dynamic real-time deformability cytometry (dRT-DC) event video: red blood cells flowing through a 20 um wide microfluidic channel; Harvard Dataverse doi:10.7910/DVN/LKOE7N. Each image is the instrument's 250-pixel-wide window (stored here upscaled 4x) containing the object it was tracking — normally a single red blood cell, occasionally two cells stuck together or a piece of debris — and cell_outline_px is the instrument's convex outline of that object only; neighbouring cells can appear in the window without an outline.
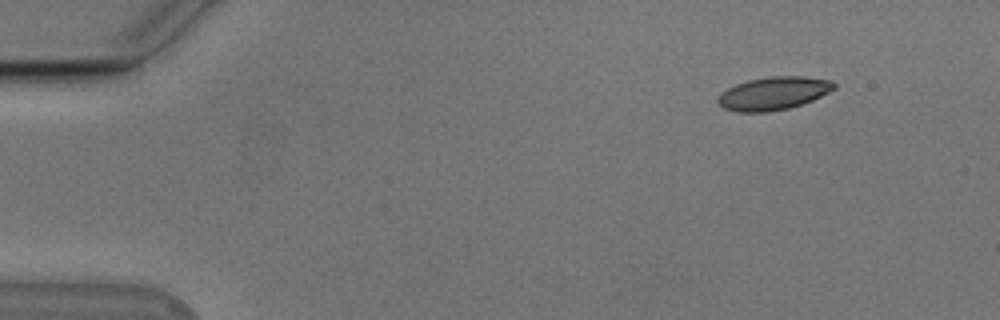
{"species": "Egyptian fruit bat (a non-hibernating species)", "species_latin": "Rousettus aegyptiacus", "temperature_condition": "cold", "stored_images_in_passage": 8, "camera_frame_rate_fps": 3000, "um_per_image_px": 0.085, "animal": {"sex": "male"}, "frame": {"image": 1, "passage_image": 1, "time_ms": 0.0, "image_size_px": [1000, 320], "cell_outline_px": [[836, 88], [812, 100], [788, 108], [768, 112], [736, 112], [724, 108], [716, 100], [720, 92], [736, 84], [748, 80], [768, 76], [804, 76], [832, 80], [836, 84]], "centroid_in_image_um": [65.73, 7.92], "position_along_channel_um": 19.3, "area_um2": 22.43}}